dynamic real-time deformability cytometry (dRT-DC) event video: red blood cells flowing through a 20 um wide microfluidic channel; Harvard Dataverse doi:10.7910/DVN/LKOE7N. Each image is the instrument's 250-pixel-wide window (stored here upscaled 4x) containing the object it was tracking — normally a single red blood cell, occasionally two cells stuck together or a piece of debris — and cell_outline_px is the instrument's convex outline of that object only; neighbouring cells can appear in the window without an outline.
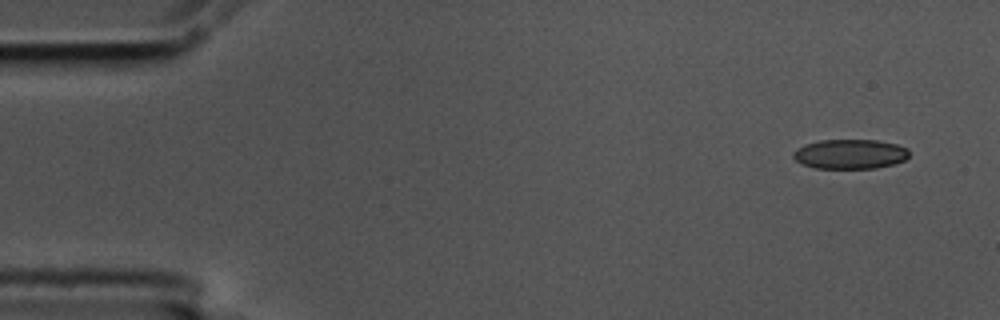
{"species": "common noctule bat (a hibernating species)", "species_latin": "Nyctalus noctula", "temperature_condition": "cold", "stored_images_in_passage": 7, "camera_frame_rate_fps": 3000, "um_per_image_px": 0.085, "animal": {"sex": "male", "body_mass_g": 17.5, "forearm_length_mm": 52.3}, "frame": {"image": 1, "passage_image": 1, "time_ms": 0.0, "image_size_px": [1000, 320], "cell_outline_px": [[908, 156], [904, 160], [892, 164], [876, 168], [816, 168], [804, 164], [796, 160], [792, 156], [792, 152], [796, 148], [804, 144], [820, 140], [876, 140], [896, 144], [908, 148]], "centroid_in_image_um": [72.23, 13.09], "position_along_channel_um": 12.8, "area_um2": 19.94}}
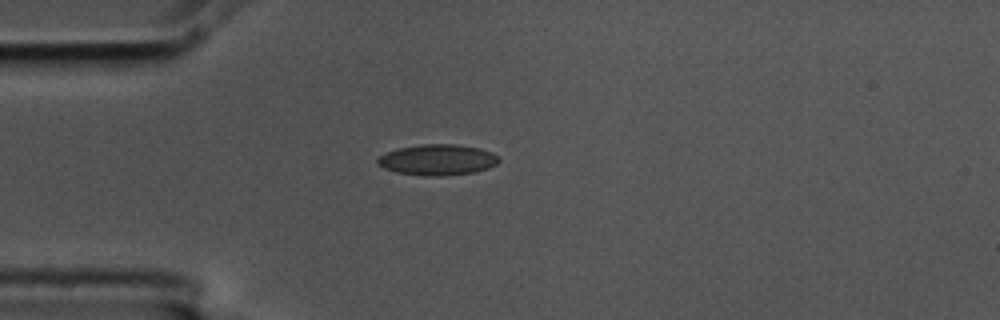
{"frame": {"image": 2, "passage_image": 4, "time_ms": 1.0, "image_size_px": [1000, 320], "cell_outline_px": [[500, 160], [496, 164], [488, 168], [472, 172], [440, 176], [424, 176], [396, 172], [384, 168], [376, 164], [376, 160], [380, 156], [388, 152], [400, 148], [420, 144], [456, 144], [480, 148], [492, 152]], "centroid_in_image_um": [37.18, 13.58], "position_along_channel_um": 47.8, "area_um2": 21.68}}